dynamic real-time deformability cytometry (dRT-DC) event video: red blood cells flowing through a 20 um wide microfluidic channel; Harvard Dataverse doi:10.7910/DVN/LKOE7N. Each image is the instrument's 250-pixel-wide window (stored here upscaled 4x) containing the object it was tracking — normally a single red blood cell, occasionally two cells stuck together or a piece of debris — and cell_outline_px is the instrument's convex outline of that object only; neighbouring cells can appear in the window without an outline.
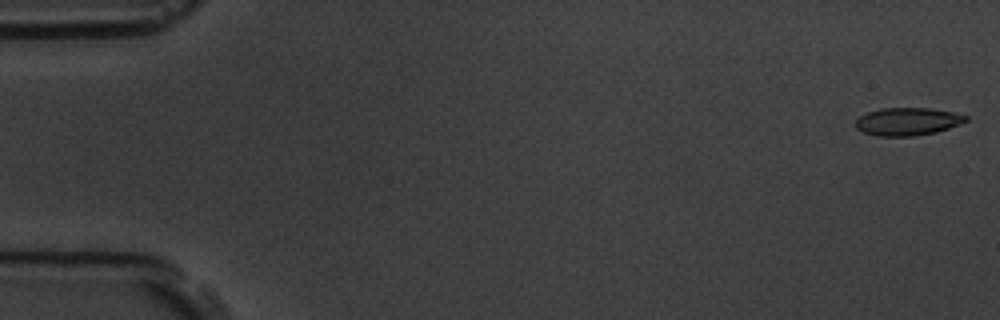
{"species": "common noctule bat (a hibernating species)", "species_latin": "Nyctalus noctula", "temperature_condition": "room temperature", "stored_images_in_passage": 58, "camera_frame_rate_fps": 3000, "um_per_image_px": 0.085, "animal": {"sex": "male", "body_mass_g": 19.5, "forearm_length_mm": 54.6}, "frame": {"image": 1, "passage_image": 1, "time_ms": 0.0, "image_size_px": [1000, 320], "cell_outline_px": [[968, 120], [960, 124], [936, 132], [912, 136], [876, 136], [864, 132], [856, 128], [856, 120], [860, 116], [868, 112], [880, 108], [932, 108], [952, 112], [968, 116]], "centroid_in_image_um": [77.14, 10.32], "position_along_channel_um": 7.9, "area_um2": 17.8}}
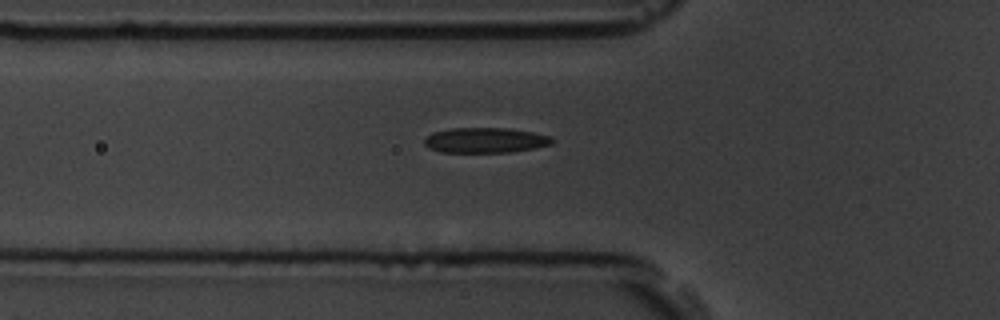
{"frame": {"image": 2, "passage_image": 20, "time_ms": 6.333, "image_size_px": [1000, 320], "cell_outline_px": [[556, 140], [552, 144], [512, 152], [440, 152], [428, 148], [424, 144], [424, 140], [432, 132], [452, 128], [508, 128], [532, 132], [548, 136]], "centroid_in_image_um": [41.23, 11.92], "position_along_channel_um": 84.6, "area_um2": 18.73}}
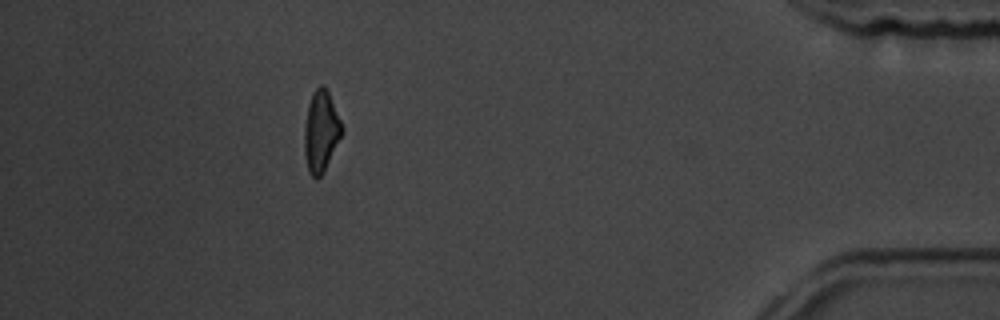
{"frame": {"image": 3, "passage_image": 52, "time_ms": 17.0, "image_size_px": [1000, 320], "cell_outline_px": [[344, 132], [324, 172], [316, 180], [308, 172], [304, 152], [304, 128], [308, 104], [312, 92], [320, 84], [324, 84], [328, 92], [344, 128]], "centroid_in_image_um": [27.29, 11.18], "position_along_channel_um": 407.9, "area_um2": 18.03}, "authors_computed_cell_mechanics": {"area_um2": 18.4093, "velocity_mm_per_s": 3.5229, "shape_relaxation_time_tau1_ms": 4.6828, "shape_relaxation_time_tau2_ms": 3.7765, "deformation_change_tau1": 0.1443, "deformation_change_tau2": 0.1387}}